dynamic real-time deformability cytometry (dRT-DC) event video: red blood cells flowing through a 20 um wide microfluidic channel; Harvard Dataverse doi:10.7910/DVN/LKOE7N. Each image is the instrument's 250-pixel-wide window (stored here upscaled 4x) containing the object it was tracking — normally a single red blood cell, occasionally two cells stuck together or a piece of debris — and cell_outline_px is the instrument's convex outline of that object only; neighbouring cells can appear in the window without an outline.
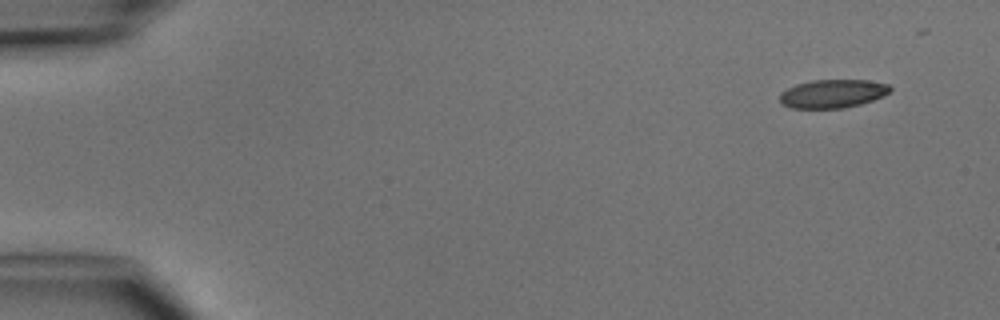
{"species": "common noctule bat (a hibernating species)", "species_latin": "Nyctalus noctula", "temperature_condition": "cold", "stored_images_in_passage": 4, "camera_frame_rate_fps": 3000, "um_per_image_px": 0.085, "animal": {"sex": "male", "body_mass_g": 15.6}, "frame": {"image": 1, "passage_image": 1, "time_ms": 0.0, "image_size_px": [1000, 320], "cell_outline_px": [[892, 92], [872, 100], [860, 104], [844, 108], [792, 108], [780, 104], [780, 92], [796, 84], [812, 80], [868, 80], [888, 84], [892, 88]], "centroid_in_image_um": [70.77, 7.96], "position_along_channel_um": 14.2, "area_um2": 18.38}}
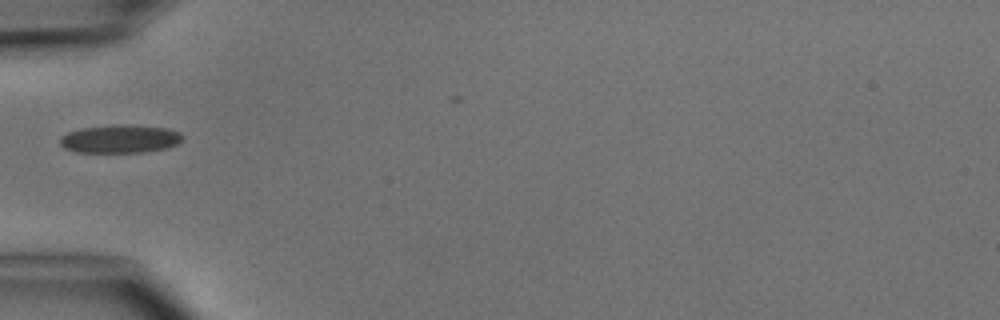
{"frame": {"image": 2, "passage_image": 4, "time_ms": 4.333, "image_size_px": [1000, 320], "cell_outline_px": [[184, 136], [176, 144], [164, 148], [144, 152], [76, 152], [64, 148], [60, 144], [60, 136], [68, 132], [80, 128], [116, 124], [124, 124], [168, 128], [180, 132]], "centroid_in_image_um": [10.17, 11.79], "position_along_channel_um": 74.8, "area_um2": 20.17}}